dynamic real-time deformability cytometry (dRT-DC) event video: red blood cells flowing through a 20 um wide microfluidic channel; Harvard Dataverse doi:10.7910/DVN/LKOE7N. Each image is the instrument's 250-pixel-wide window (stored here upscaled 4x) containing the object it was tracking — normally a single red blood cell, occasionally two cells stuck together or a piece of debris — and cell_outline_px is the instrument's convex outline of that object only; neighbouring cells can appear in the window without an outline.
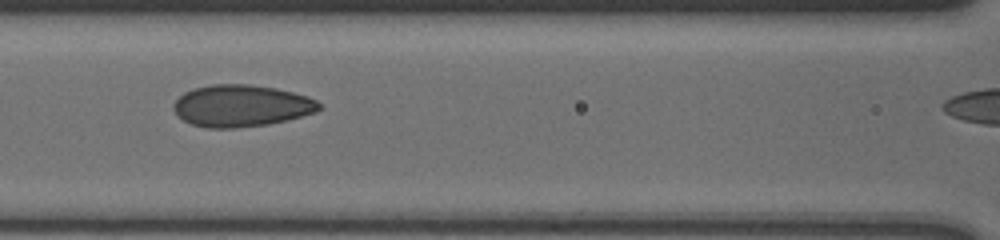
{"species": "human", "species_latin": "Homo sapiens", "temperature_condition": "cold", "stored_images_in_passage": 50, "segment_of_instrument_passage": [2, 2], "camera_frame_rate_fps": 3000, "um_per_image_px": 0.085, "donor": {"sex": "male"}, "frame": {"image": 1, "passage_image": 27, "time_ms": 8.667, "image_size_px": [1000, 240], "cell_outline_px": [[320, 108], [316, 112], [268, 124], [236, 128], [208, 128], [192, 124], [184, 120], [172, 108], [172, 104], [184, 92], [192, 88], [212, 84], [252, 84], [276, 88], [308, 96], [316, 100], [320, 104]], "centroid_in_image_um": [20.49, 8.98], "position_along_channel_um": 146.1, "area_um2": 35.43}}
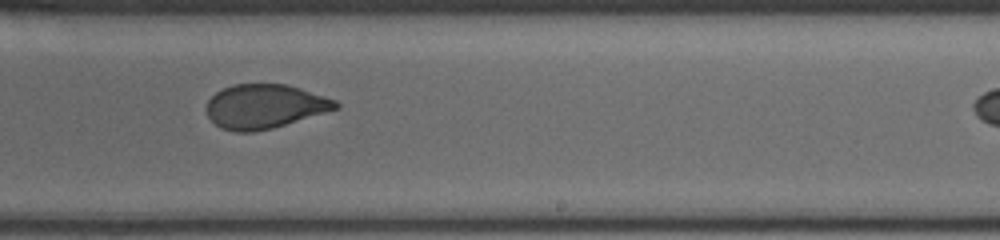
{"frame": {"image": 2, "passage_image": 37, "time_ms": 12.0, "image_size_px": [1000, 240], "cell_outline_px": [[340, 108], [272, 128], [252, 132], [236, 132], [220, 128], [208, 116], [208, 100], [216, 92], [232, 84], [284, 84], [300, 88], [336, 100], [340, 104]], "centroid_in_image_um": [22.51, 9.04], "position_along_channel_um": 266.5, "area_um2": 33.0}}
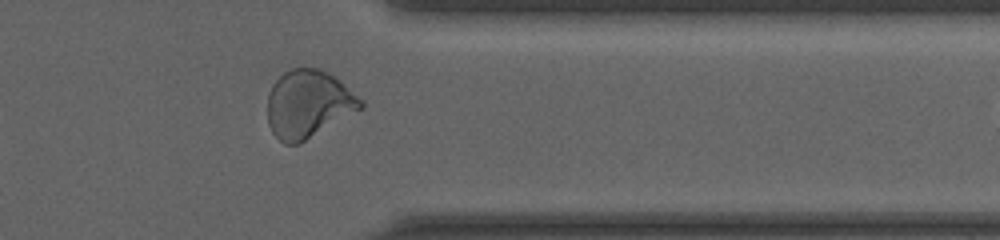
{"frame": {"image": 3, "passage_image": 47, "time_ms": 15.333, "image_size_px": [1000, 240], "cell_outline_px": [[364, 108], [300, 144], [284, 144], [272, 132], [268, 124], [268, 92], [272, 84], [284, 72], [292, 68], [320, 68], [340, 80], [364, 104]], "centroid_in_image_um": [26.19, 8.86], "position_along_channel_um": 385.2, "area_um2": 36.82}}